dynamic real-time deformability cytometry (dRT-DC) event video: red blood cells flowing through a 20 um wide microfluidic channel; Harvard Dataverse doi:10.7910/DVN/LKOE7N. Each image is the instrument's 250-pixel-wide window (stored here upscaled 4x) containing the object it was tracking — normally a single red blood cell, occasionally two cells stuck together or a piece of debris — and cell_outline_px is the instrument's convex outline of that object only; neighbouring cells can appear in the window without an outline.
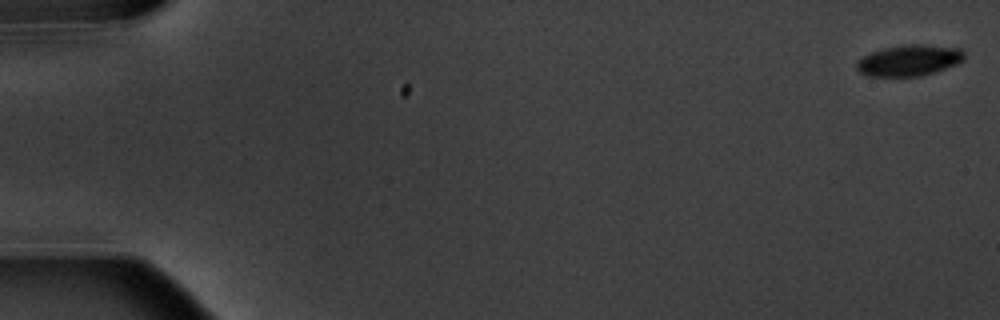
{"species": "common noctule bat (a hibernating species)", "species_latin": "Nyctalus noctula", "temperature_condition": "warm", "stored_images_in_passage": 5, "camera_frame_rate_fps": 3000, "um_per_image_px": 0.085, "animal": {"sex": "male", "body_mass_g": 20.1, "forearm_length_mm": 53.5}, "frame": {"image": 1, "passage_image": 1, "time_ms": 0.0, "image_size_px": [1000, 320], "cell_outline_px": [[964, 60], [956, 64], [920, 76], [868, 76], [860, 72], [856, 68], [856, 60], [872, 52], [884, 48], [908, 44], [916, 44], [960, 48], [964, 52]], "centroid_in_image_um": [77.25, 5.13], "position_along_channel_um": 7.7, "area_um2": 19.25}}
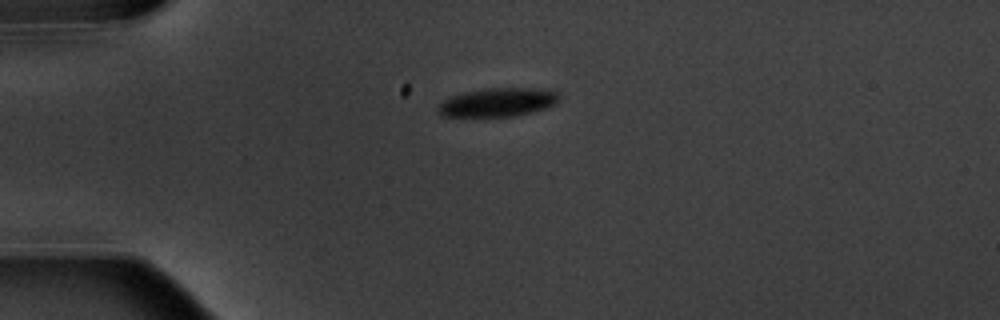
{"frame": {"image": 2, "passage_image": 5, "time_ms": 4.667, "image_size_px": [1000, 320], "cell_outline_px": [[560, 100], [556, 104], [532, 112], [516, 116], [484, 120], [440, 116], [436, 108], [448, 96], [464, 92], [484, 88], [532, 88], [556, 92], [560, 96]], "centroid_in_image_um": [42.2, 8.76], "position_along_channel_um": 42.8, "area_um2": 21.33}}